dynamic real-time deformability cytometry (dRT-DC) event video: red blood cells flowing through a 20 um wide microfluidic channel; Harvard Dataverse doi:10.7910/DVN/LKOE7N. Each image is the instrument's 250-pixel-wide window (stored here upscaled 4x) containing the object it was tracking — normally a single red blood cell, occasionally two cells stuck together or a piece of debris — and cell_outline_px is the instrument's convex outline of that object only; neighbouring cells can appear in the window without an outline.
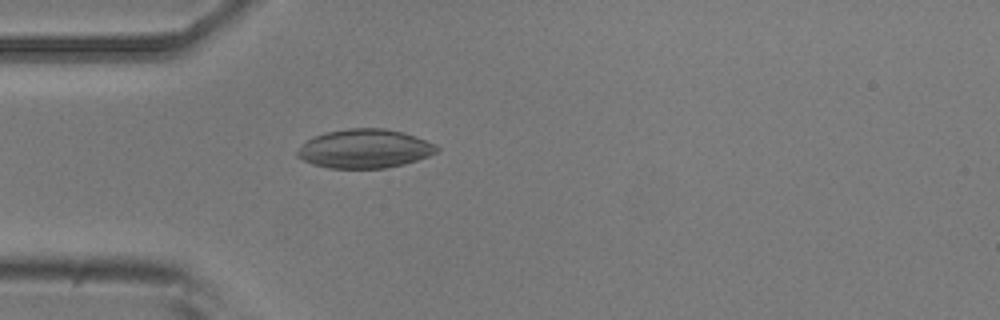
{"species": "common noctule bat (a hibernating species)", "species_latin": "Nyctalus noctula", "temperature_condition": "room temperature", "stored_images_in_passage": 2, "camera_frame_rate_fps": 3000, "um_per_image_px": 0.085, "animal": {"sex": "male", "body_mass_g": 20.5, "forearm_length_mm": 52.5}, "frame": {"image": 1, "passage_image": 2, "time_ms": 1.333, "image_size_px": [1000, 320], "cell_outline_px": [[440, 148], [436, 152], [428, 156], [404, 164], [384, 168], [328, 168], [312, 164], [296, 156], [296, 152], [308, 140], [316, 136], [328, 132], [348, 128], [384, 128], [400, 132], [436, 144]], "centroid_in_image_um": [30.99, 12.65], "position_along_channel_um": 54.0, "area_um2": 31.15}}